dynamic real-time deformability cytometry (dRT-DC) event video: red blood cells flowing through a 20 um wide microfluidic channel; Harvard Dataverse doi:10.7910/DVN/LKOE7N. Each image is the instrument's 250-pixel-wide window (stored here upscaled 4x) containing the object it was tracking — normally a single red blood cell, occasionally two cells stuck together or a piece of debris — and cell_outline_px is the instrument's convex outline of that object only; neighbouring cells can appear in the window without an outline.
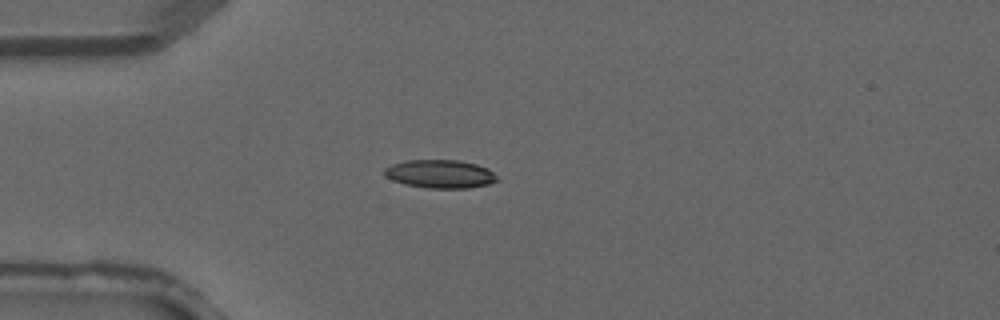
{"species": "common noctule bat (a hibernating species)", "species_latin": "Nyctalus noctula", "temperature_condition": "warm", "stored_images_in_passage": 1, "camera_frame_rate_fps": 3000, "um_per_image_px": 0.085, "animal": {"sex": "male", "forearm_length_mm": 52.5}, "frame": {"image": 1, "passage_image": 1, "time_ms": 0.0, "image_size_px": [1000, 320], "cell_outline_px": [[500, 180], [488, 184], [468, 188], [428, 188], [404, 184], [392, 180], [384, 176], [384, 168], [392, 164], [408, 160], [460, 160], [476, 164], [488, 168]], "centroid_in_image_um": [37.4, 14.78], "position_along_channel_um": 47.6, "area_um2": 18.67}}